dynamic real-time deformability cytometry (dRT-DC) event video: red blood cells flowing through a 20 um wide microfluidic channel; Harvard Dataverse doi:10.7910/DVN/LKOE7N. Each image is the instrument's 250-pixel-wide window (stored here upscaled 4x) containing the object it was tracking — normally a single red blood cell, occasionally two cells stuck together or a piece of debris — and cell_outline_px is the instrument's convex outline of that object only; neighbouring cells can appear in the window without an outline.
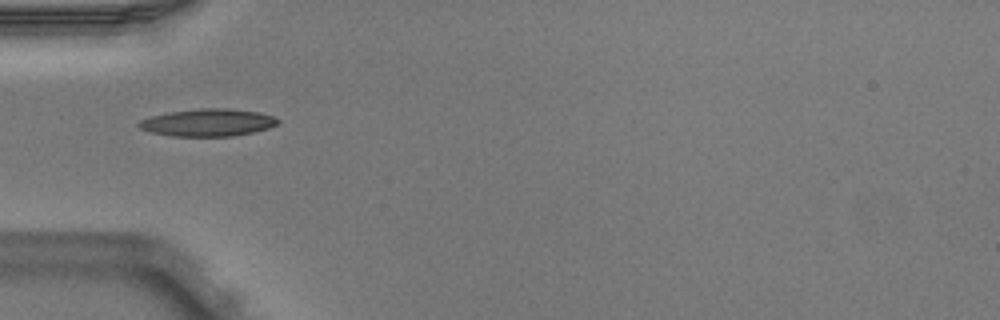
{"species": "Egyptian fruit bat (a non-hibernating species)", "species_latin": "Rousettus aegyptiacus", "temperature_condition": "warm", "stored_images_in_passage": 3, "camera_frame_rate_fps": 3000, "um_per_image_px": 0.085, "animal": {"sex": "male"}, "frame": {"image": 1, "passage_image": 2, "time_ms": 0.333, "image_size_px": [1000, 320], "cell_outline_px": [[280, 120], [276, 124], [268, 128], [252, 132], [232, 136], [172, 136], [152, 132], [140, 128], [136, 124], [140, 120], [152, 116], [168, 112], [200, 108], [228, 108], [260, 112], [272, 116]], "centroid_in_image_um": [17.66, 10.41], "position_along_channel_um": 67.3, "area_um2": 22.08}}
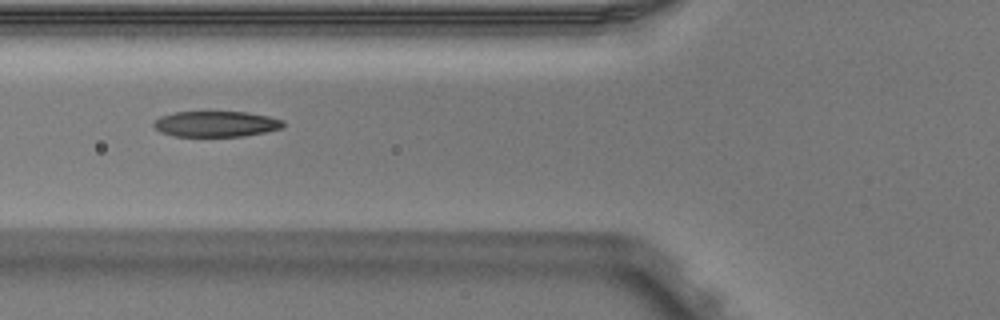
{"frame": {"image": 2, "passage_image": 3, "time_ms": 0.667, "image_size_px": [1000, 320], "cell_outline_px": [[284, 124], [280, 128], [264, 132], [244, 136], [176, 136], [160, 132], [152, 124], [160, 116], [176, 112], [248, 112], [268, 116], [284, 120]], "centroid_in_image_um": [18.36, 10.53], "position_along_channel_um": 107.4, "area_um2": 19.25}}